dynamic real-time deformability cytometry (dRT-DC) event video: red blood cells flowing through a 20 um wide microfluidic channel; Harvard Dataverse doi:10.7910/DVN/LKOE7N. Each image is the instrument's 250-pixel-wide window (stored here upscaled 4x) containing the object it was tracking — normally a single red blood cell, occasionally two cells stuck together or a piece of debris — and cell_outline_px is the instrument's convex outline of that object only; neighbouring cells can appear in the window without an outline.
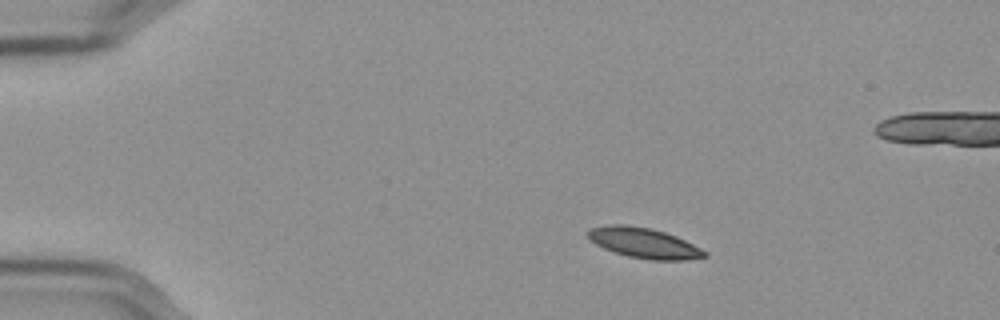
{"species": "Egyptian fruit bat (a non-hibernating species)", "species_latin": "Rousettus aegyptiacus", "temperature_condition": "cold", "stored_images_in_passage": 49, "camera_frame_rate_fps": 3000, "um_per_image_px": 0.085, "frame": {"image": 1, "passage_image": 1, "time_ms": 0.0, "image_size_px": [1000, 320], "cell_outline_px": [[708, 256], [688, 260], [648, 260], [628, 256], [604, 248], [588, 240], [588, 228], [608, 224], [624, 224], [652, 228], [676, 236], [708, 252]], "centroid_in_image_um": [54.72, 20.65], "position_along_channel_um": 30.3, "area_um2": 20.69}}
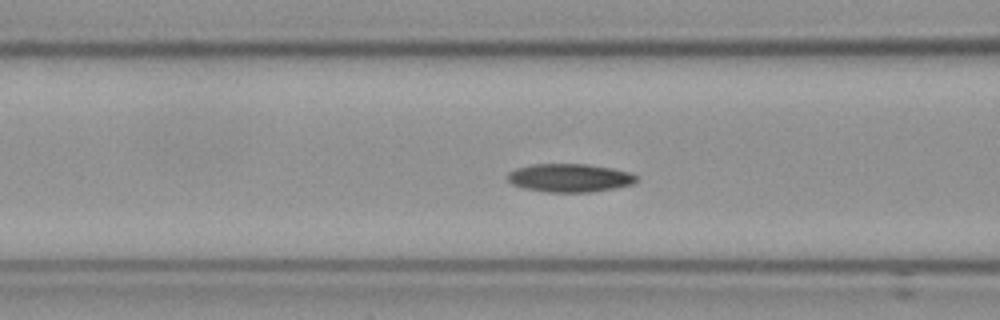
{"frame": {"image": 2, "passage_image": 14, "time_ms": 4.333, "image_size_px": [1000, 320], "cell_outline_px": [[640, 176], [636, 184], [616, 188], [592, 192], [548, 192], [524, 188], [512, 184], [508, 180], [508, 172], [516, 168], [532, 164], [588, 164], [612, 168], [632, 172]], "centroid_in_image_um": [48.5, 15.12], "position_along_channel_um": 118.1, "area_um2": 21.62}}
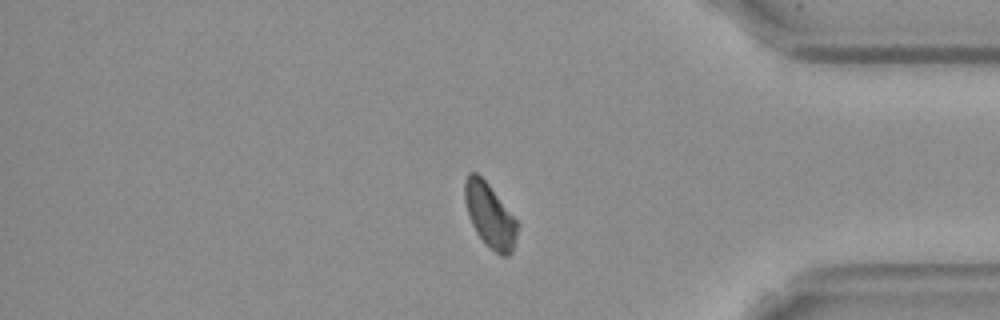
{"frame": {"image": 3, "passage_image": 39, "time_ms": 12.667, "image_size_px": [1000, 320], "cell_outline_px": [[520, 224], [512, 252], [508, 256], [500, 256], [484, 244], [476, 232], [468, 216], [464, 200], [464, 180], [468, 172], [476, 172], [488, 184]], "centroid_in_image_um": [41.63, 18.34], "position_along_channel_um": 393.6, "area_um2": 19.88}}